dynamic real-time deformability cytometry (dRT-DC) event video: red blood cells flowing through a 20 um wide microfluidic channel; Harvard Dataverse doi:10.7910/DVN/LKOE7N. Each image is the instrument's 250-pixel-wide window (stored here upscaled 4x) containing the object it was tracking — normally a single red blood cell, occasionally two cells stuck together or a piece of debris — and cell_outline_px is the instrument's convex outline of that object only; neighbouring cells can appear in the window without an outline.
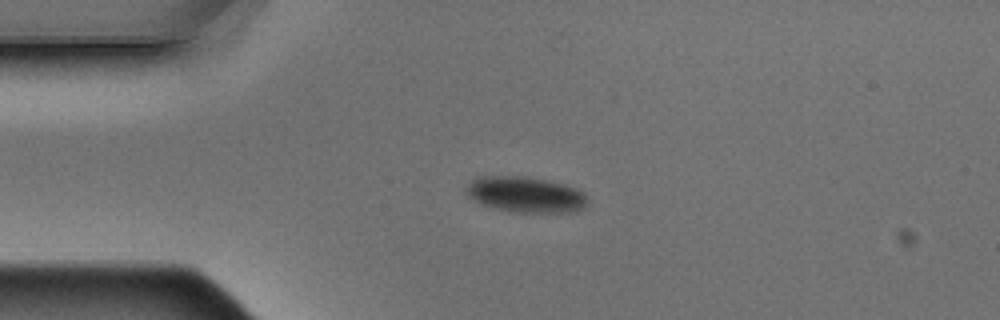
{"species": "Egyptian fruit bat (a non-hibernating species)", "species_latin": "Rousettus aegyptiacus", "temperature_condition": "warm", "stored_images_in_passage": 3, "camera_frame_rate_fps": 3000, "um_per_image_px": 0.085, "animal": {"sex": "male"}, "frame": {"image": 1, "passage_image": 2, "time_ms": 0.333, "image_size_px": [1000, 320], "cell_outline_px": [[584, 208], [576, 212], [516, 212], [492, 208], [472, 200], [464, 192], [464, 188], [472, 180], [480, 176], [524, 176], [564, 184], [576, 188], [584, 192]], "centroid_in_image_um": [44.61, 16.54], "position_along_channel_um": 40.4, "area_um2": 25.26}}